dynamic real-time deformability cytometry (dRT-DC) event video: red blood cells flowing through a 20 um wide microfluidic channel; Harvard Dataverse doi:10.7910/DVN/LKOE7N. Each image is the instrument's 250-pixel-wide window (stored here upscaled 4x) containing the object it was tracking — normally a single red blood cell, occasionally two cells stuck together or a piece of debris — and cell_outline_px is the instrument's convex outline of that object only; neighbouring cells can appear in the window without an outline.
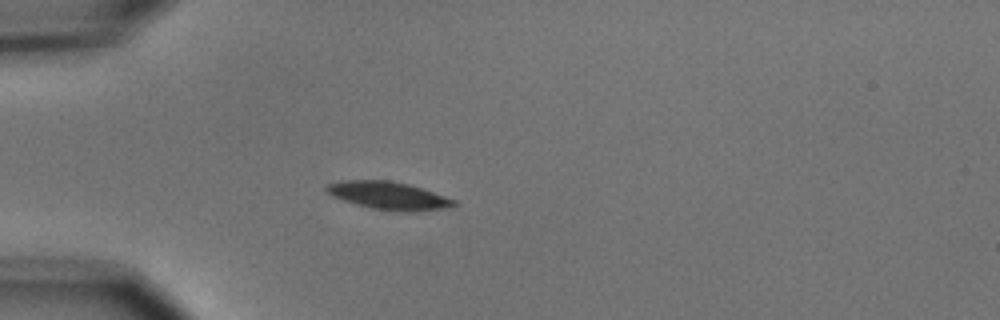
{"species": "common noctule bat (a hibernating species)", "species_latin": "Nyctalus noctula", "temperature_condition": "cold", "stored_images_in_passage": 2, "camera_frame_rate_fps": 3000, "um_per_image_px": 0.085, "animal": {"sex": "male", "body_mass_g": 15.6}, "frame": {"image": 1, "passage_image": 1, "time_ms": 0.0, "image_size_px": [1000, 320], "cell_outline_px": [[460, 204], [452, 208], [416, 212], [400, 212], [372, 208], [356, 204], [332, 196], [324, 188], [328, 184], [340, 180], [388, 180], [408, 184], [456, 200]], "centroid_in_image_um": [33.09, 16.64], "position_along_channel_um": 51.9, "area_um2": 20.81}}